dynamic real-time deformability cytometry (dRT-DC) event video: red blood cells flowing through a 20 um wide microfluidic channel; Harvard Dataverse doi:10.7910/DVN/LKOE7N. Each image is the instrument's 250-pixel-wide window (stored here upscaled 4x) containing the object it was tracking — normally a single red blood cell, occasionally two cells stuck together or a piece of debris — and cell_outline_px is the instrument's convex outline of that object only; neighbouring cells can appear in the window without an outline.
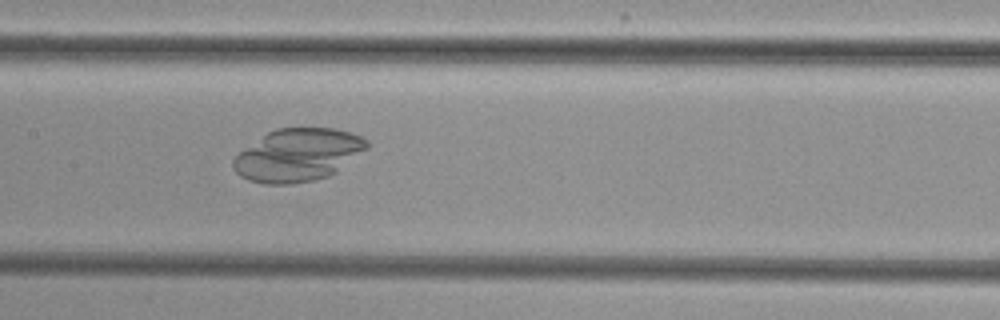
{"species": "common noctule bat (a hibernating species)", "species_latin": "Nyctalus noctula", "temperature_condition": "cold", "stored_images_in_passage": 50, "camera_frame_rate_fps": 3000, "um_per_image_px": 0.085, "animal": {"sex": "female", "body_mass_g": 29.2, "forearm_length_mm": 56.3}, "frame": {"image": 1, "passage_image": 24, "time_ms": 7.667, "image_size_px": [1000, 320], "cell_outline_px": [[368, 148], [336, 172], [328, 176], [316, 180], [292, 184], [264, 184], [248, 180], [240, 176], [232, 168], [232, 160], [240, 152], [268, 132], [276, 128], [336, 128], [352, 132], [368, 140]], "centroid_in_image_um": [25.33, 13.18], "position_along_channel_um": 182.1, "area_um2": 41.04}}
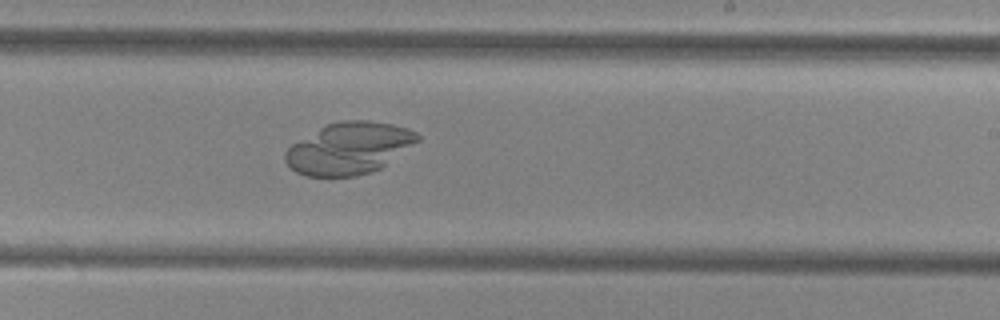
{"frame": {"image": 2, "passage_image": 30, "time_ms": 9.667, "image_size_px": [1000, 320], "cell_outline_px": [[420, 140], [380, 168], [372, 172], [356, 176], [308, 176], [296, 172], [284, 160], [284, 152], [292, 144], [324, 124], [344, 120], [368, 120], [392, 124], [408, 128], [416, 132], [420, 136]], "centroid_in_image_um": [29.66, 12.59], "position_along_channel_um": 259.3, "area_um2": 39.88}}
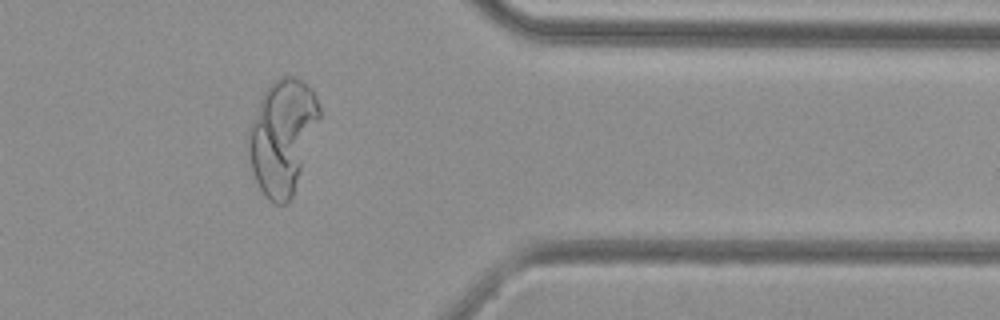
{"frame": {"image": 3, "passage_image": 41, "time_ms": 13.333, "image_size_px": [1000, 320], "cell_outline_px": [[320, 116], [292, 196], [284, 204], [276, 204], [268, 200], [260, 188], [256, 180], [248, 156], [248, 128], [260, 100], [264, 92], [272, 80], [284, 76], [292, 76], [304, 80], [312, 88], [316, 96], [320, 108]], "centroid_in_image_um": [23.99, 11.55], "position_along_channel_um": 387.4, "area_um2": 46.82}}